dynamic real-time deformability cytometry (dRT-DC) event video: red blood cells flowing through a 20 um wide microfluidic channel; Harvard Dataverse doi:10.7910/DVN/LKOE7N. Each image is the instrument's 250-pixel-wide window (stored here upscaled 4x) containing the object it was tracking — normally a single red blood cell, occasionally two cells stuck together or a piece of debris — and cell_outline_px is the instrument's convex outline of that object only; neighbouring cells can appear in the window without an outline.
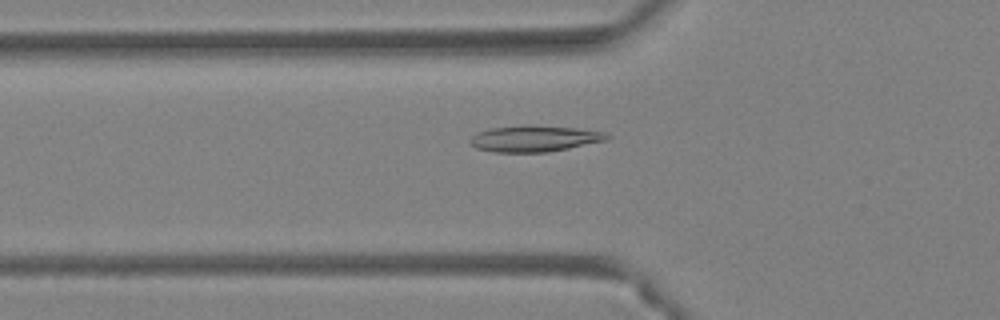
{"species": "Egyptian fruit bat (a non-hibernating species)", "species_latin": "Rousettus aegyptiacus", "temperature_condition": "warm", "stored_images_in_passage": 35, "camera_frame_rate_fps": 3000, "um_per_image_px": 0.085, "animal": {"sex": "female"}, "frame": {"image": 1, "passage_image": 5, "time_ms": 1.333, "image_size_px": [1000, 320], "cell_outline_px": [[612, 136], [608, 140], [548, 152], [496, 152], [476, 148], [468, 140], [476, 132], [492, 128], [524, 124], [528, 124], [576, 128], [604, 132]], "centroid_in_image_um": [45.43, 11.77], "position_along_channel_um": 80.4, "area_um2": 21.04}}
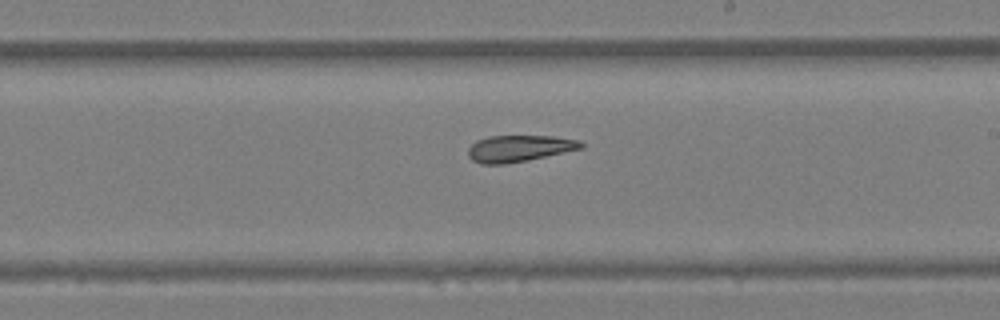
{"frame": {"image": 2, "passage_image": 16, "time_ms": 5.0, "image_size_px": [1000, 320], "cell_outline_px": [[584, 148], [528, 160], [504, 164], [480, 164], [472, 160], [468, 156], [468, 148], [476, 140], [488, 136], [552, 136], [580, 140], [584, 144]], "centroid_in_image_um": [44.13, 12.61], "position_along_channel_um": 244.9, "area_um2": 17.57}}
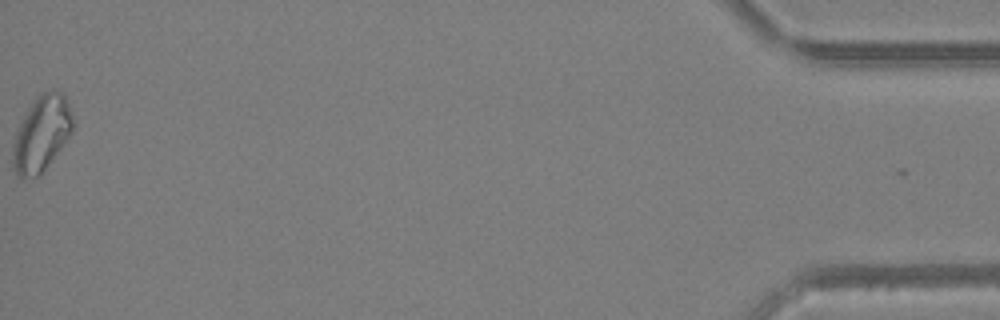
{"frame": {"image": 3, "passage_image": 35, "time_ms": 11.333, "image_size_px": [1000, 320], "cell_outline_px": [[72, 132], [40, 176], [16, 176], [12, 168], [12, 144], [16, 132], [28, 108], [36, 96], [40, 92], [52, 88], [56, 88], [64, 92], [72, 116]], "centroid_in_image_um": [3.52, 11.32], "position_along_channel_um": 431.7, "area_um2": 26.53}, "authors_computed_cell_mechanics": {"area_um2": 19.074, "velocity_mm_per_s": 4.4782, "shape_relaxation_time_tau1_ms": null, "shape_relaxation_time_tau2_ms": 3.2307, "deformation_change_tau1": null, "deformation_change_tau2": 0.1147}}